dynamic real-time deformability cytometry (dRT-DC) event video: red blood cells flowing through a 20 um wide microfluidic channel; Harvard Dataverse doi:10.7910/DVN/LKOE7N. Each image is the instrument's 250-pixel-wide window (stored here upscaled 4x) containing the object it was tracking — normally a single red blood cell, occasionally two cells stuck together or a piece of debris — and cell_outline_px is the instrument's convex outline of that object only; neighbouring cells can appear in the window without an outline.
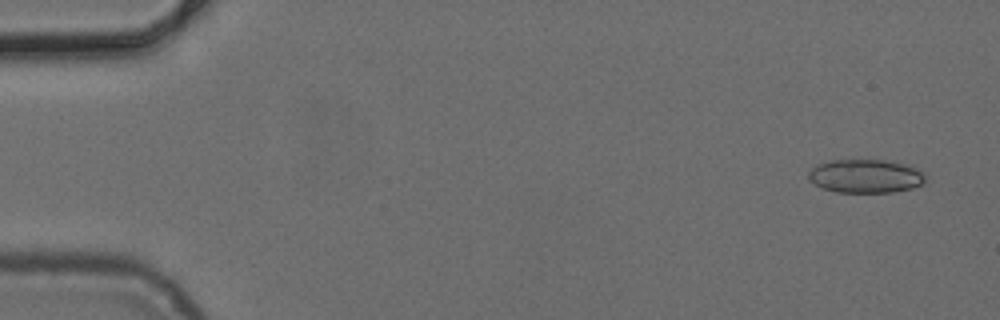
{"species": "common noctule bat (a hibernating species)", "species_latin": "Nyctalus noctula", "temperature_condition": "cold", "stored_images_in_passage": 4, "camera_frame_rate_fps": 3000, "um_per_image_px": 0.085, "animal": {"sex": "female", "body_mass_g": 24.6, "forearm_length_mm": 56.2}, "frame": {"image": 1, "passage_image": 1, "time_ms": 0.0, "image_size_px": [1000, 320], "cell_outline_px": [[924, 184], [912, 188], [892, 192], [836, 192], [824, 188], [808, 180], [808, 172], [812, 168], [820, 164], [832, 160], [896, 160], [908, 164], [924, 172]], "centroid_in_image_um": [73.62, 14.96], "position_along_channel_um": 11.4, "area_um2": 23.0}}